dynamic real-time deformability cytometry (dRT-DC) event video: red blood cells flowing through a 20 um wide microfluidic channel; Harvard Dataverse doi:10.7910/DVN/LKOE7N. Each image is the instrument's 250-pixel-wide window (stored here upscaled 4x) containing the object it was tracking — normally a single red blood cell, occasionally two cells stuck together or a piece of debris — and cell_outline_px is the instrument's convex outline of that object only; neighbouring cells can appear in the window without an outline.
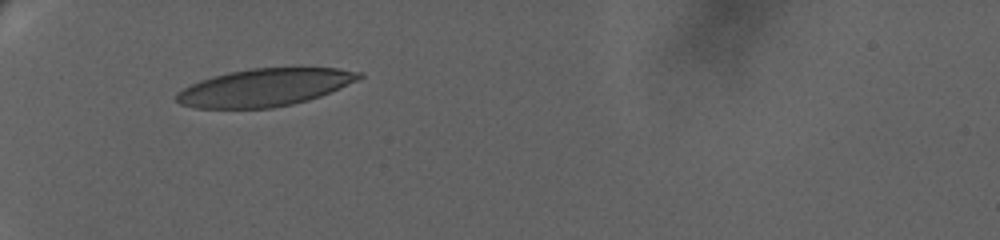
{"species": "human", "species_latin": "Homo sapiens", "temperature_condition": "warm", "stored_images_in_passage": 16, "camera_frame_rate_fps": 3000, "um_per_image_px": 0.085, "donor": {"sex": "female"}, "frame": {"image": 1, "passage_image": 1, "time_ms": 0.0, "image_size_px": [1000, 240], "cell_outline_px": [[364, 76], [340, 88], [320, 96], [308, 100], [292, 104], [272, 108], [196, 108], [180, 104], [176, 100], [176, 92], [200, 80], [212, 76], [252, 68], [300, 64], [340, 68], [364, 72]], "centroid_in_image_um": [22.6, 7.38], "position_along_channel_um": 62.4, "area_um2": 41.04}}
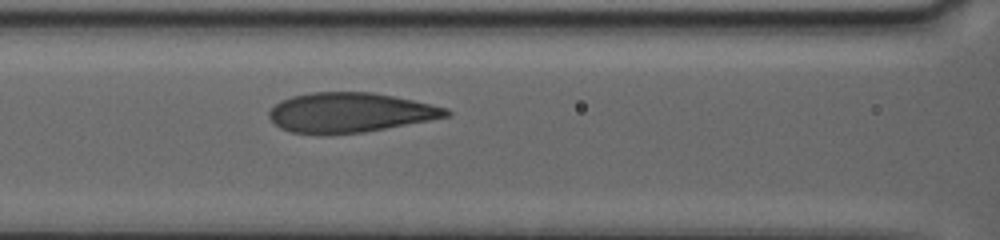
{"frame": {"image": 2, "passage_image": 10, "time_ms": 3.0, "image_size_px": [1000, 240], "cell_outline_px": [[452, 116], [364, 132], [292, 132], [280, 128], [268, 116], [268, 112], [280, 100], [292, 96], [312, 92], [372, 92], [412, 100], [448, 108], [452, 112]], "centroid_in_image_um": [29.79, 9.54], "position_along_channel_um": 136.8, "area_um2": 40.23}}
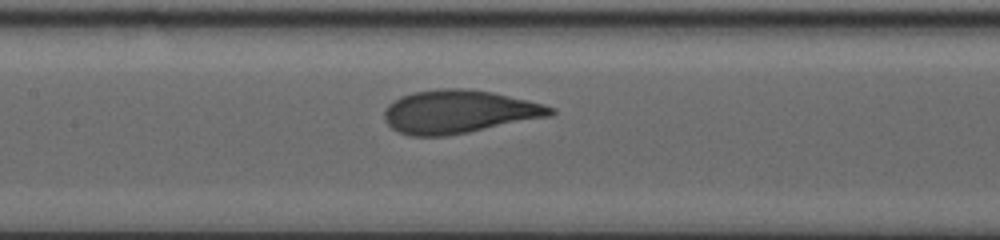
{"frame": {"image": 3, "passage_image": 12, "time_ms": 4.0, "image_size_px": [1000, 240], "cell_outline_px": [[556, 112], [552, 116], [468, 132], [444, 136], [408, 136], [396, 132], [384, 120], [384, 108], [388, 104], [400, 96], [412, 92], [440, 88], [464, 88], [492, 92], [528, 100], [544, 104], [556, 108]], "centroid_in_image_um": [38.99, 9.49], "position_along_channel_um": 168.4, "area_um2": 42.19}}